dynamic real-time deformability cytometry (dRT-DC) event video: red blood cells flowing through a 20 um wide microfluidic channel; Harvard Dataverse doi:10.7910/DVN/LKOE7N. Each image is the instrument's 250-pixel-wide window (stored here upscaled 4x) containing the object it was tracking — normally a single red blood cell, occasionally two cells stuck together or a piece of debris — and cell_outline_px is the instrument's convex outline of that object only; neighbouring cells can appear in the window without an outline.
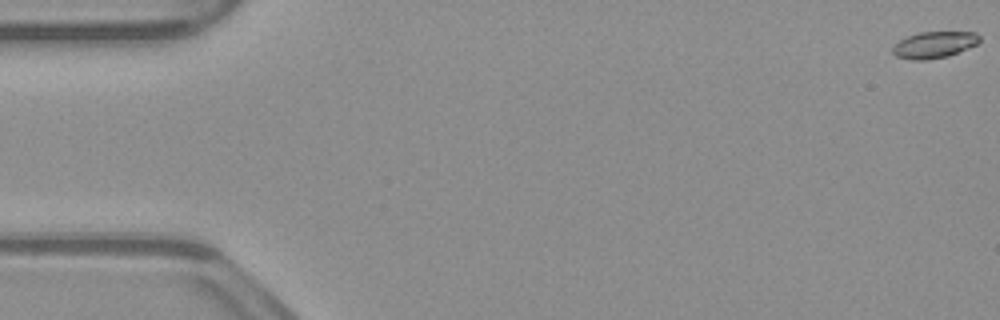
{"species": "common noctule bat (a hibernating species)", "species_latin": "Nyctalus noctula", "temperature_condition": "warm", "stored_images_in_passage": 15, "camera_frame_rate_fps": 3000, "um_per_image_px": 0.085, "animal": {"sex": "male", "body_mass_g": 23.1, "forearm_length_mm": 52.7}, "frame": {"image": 1, "passage_image": 1, "time_ms": 0.0, "image_size_px": [1000, 320], "cell_outline_px": [[980, 40], [976, 44], [968, 48], [948, 56], [928, 60], [912, 60], [896, 56], [892, 52], [892, 48], [900, 40], [908, 36], [920, 32], [976, 32], [980, 36]], "centroid_in_image_um": [79.41, 3.81], "position_along_channel_um": 5.6, "area_um2": 13.35}}